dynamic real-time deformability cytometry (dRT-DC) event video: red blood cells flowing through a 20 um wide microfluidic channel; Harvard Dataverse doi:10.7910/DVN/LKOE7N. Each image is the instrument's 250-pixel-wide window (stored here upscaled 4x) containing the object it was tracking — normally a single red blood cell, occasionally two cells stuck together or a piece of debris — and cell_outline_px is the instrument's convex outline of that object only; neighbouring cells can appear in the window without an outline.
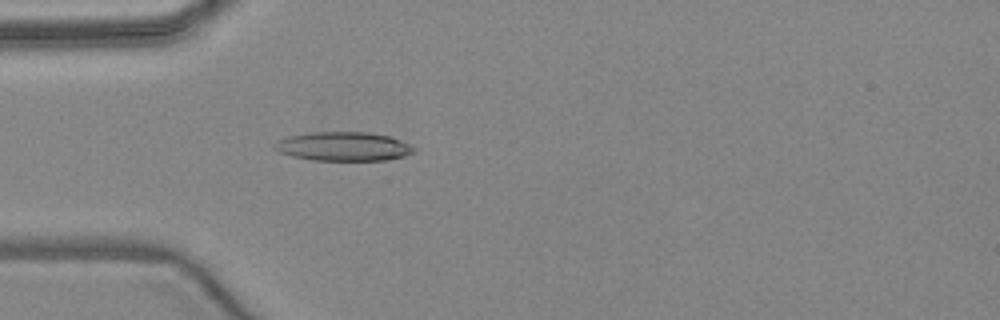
{"species": "common noctule bat (a hibernating species)", "species_latin": "Nyctalus noctula", "temperature_condition": "warm", "stored_images_in_passage": 3, "camera_frame_rate_fps": 3000, "um_per_image_px": 0.085, "animal": {"sex": "female", "body_mass_g": 24.6, "forearm_length_mm": 56.2}, "frame": {"image": 1, "passage_image": 3, "time_ms": 2.667, "image_size_px": [1000, 320], "cell_outline_px": [[416, 152], [404, 156], [384, 160], [312, 160], [292, 156], [280, 152], [272, 148], [272, 144], [276, 140], [288, 136], [312, 132], [364, 132], [388, 136], [400, 140], [416, 148]], "centroid_in_image_um": [29.14, 12.44], "position_along_channel_um": 55.9, "area_um2": 23.52}}